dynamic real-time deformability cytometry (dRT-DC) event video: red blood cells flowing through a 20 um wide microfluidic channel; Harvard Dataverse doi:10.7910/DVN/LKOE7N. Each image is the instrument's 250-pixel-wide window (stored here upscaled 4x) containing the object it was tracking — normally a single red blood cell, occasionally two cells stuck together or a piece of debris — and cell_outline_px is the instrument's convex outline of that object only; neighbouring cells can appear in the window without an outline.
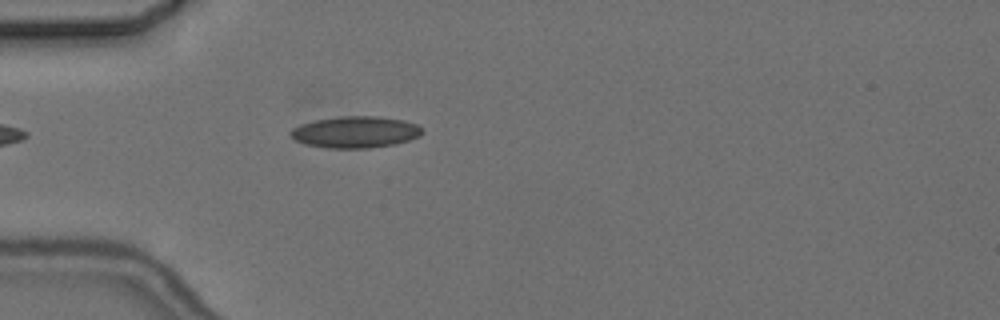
{"species": "common noctule bat (a hibernating species)", "species_latin": "Nyctalus noctula", "temperature_condition": "cold", "stored_images_in_passage": 4, "camera_frame_rate_fps": 3000, "um_per_image_px": 0.085, "animal": {"sex": "female", "body_mass_g": 24.6, "forearm_length_mm": 56.2}, "frame": {"image": 1, "passage_image": 4, "time_ms": 4.667, "image_size_px": [1000, 320], "cell_outline_px": [[424, 132], [420, 136], [396, 144], [368, 148], [328, 148], [304, 144], [288, 136], [288, 132], [292, 128], [300, 124], [316, 120], [340, 116], [380, 116], [404, 120], [416, 124], [424, 128]], "centroid_in_image_um": [30.21, 11.22], "position_along_channel_um": 54.8, "area_um2": 24.51}}